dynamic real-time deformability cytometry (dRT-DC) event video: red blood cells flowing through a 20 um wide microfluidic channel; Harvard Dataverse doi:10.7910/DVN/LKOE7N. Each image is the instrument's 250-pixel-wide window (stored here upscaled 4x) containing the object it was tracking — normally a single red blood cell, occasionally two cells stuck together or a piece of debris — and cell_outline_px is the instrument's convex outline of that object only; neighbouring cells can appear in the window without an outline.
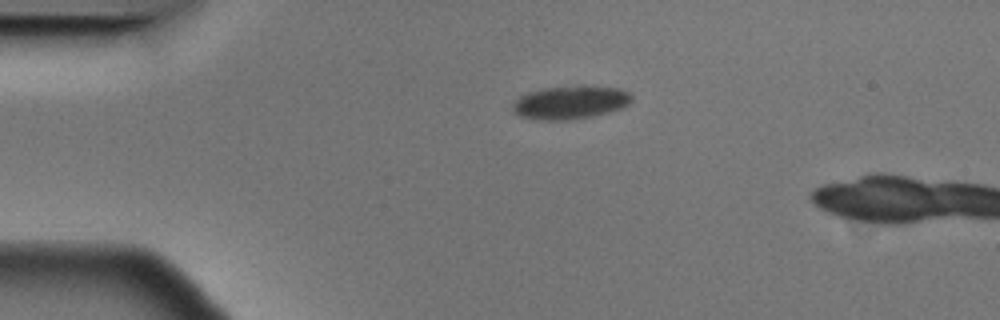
{"species": "Egyptian fruit bat (a non-hibernating species)", "species_latin": "Rousettus aegyptiacus", "temperature_condition": "cold", "stored_images_in_passage": 4, "camera_frame_rate_fps": 3000, "um_per_image_px": 0.085, "animal": {"sex": "male"}, "frame": {"image": 1, "passage_image": 1, "time_ms": 0.0, "image_size_px": [1000, 320], "cell_outline_px": [[632, 100], [628, 104], [620, 108], [608, 112], [592, 116], [568, 120], [536, 120], [520, 116], [512, 112], [512, 104], [520, 96], [528, 92], [544, 88], [620, 88], [628, 92], [632, 96]], "centroid_in_image_um": [48.41, 8.75], "position_along_channel_um": 36.6, "area_um2": 22.37}}